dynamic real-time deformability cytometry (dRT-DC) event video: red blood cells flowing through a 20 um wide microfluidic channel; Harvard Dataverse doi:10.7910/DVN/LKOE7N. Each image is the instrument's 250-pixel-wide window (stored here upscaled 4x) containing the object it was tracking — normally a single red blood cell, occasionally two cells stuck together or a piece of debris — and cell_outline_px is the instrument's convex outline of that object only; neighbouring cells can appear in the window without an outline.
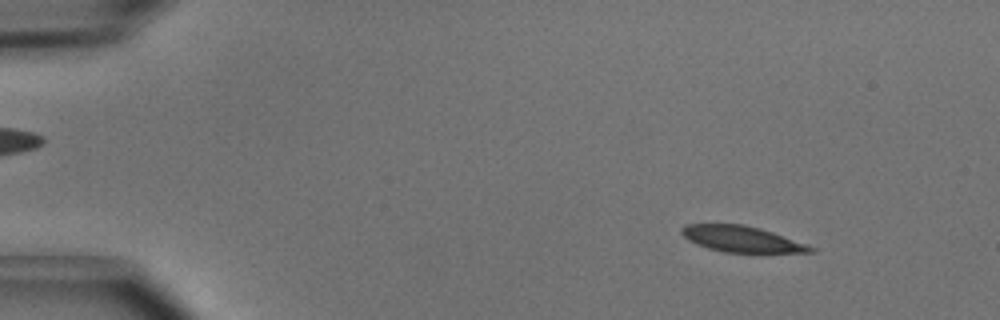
{"species": "common noctule bat (a hibernating species)", "species_latin": "Nyctalus noctula", "temperature_condition": "cold", "stored_images_in_passage": 5, "camera_frame_rate_fps": 3000, "um_per_image_px": 0.085, "animal": {"sex": "male", "body_mass_g": 15.6}, "frame": {"image": 1, "passage_image": 1, "time_ms": 0.0, "image_size_px": [1000, 320], "cell_outline_px": [[816, 252], [724, 252], [708, 248], [696, 244], [688, 240], [680, 232], [680, 228], [684, 224], [744, 224], [760, 228], [808, 244], [816, 248]], "centroid_in_image_um": [63.03, 20.31], "position_along_channel_um": 22.0, "area_um2": 19.54}}
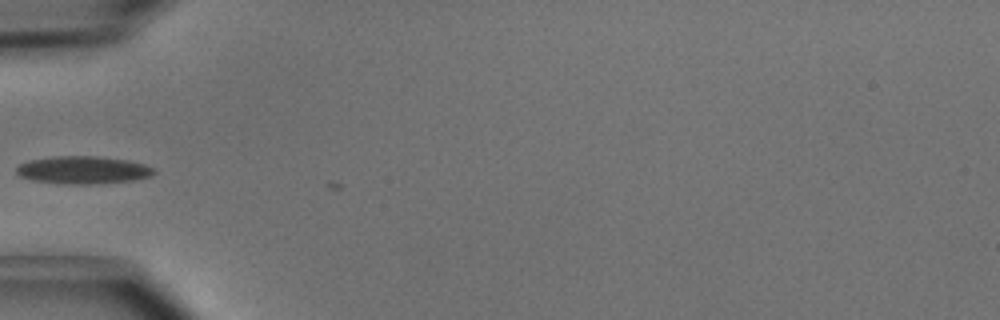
{"frame": {"image": 2, "passage_image": 4, "time_ms": 1.0, "image_size_px": [1000, 320], "cell_outline_px": [[156, 172], [152, 176], [132, 180], [96, 184], [56, 184], [32, 180], [20, 176], [16, 172], [16, 168], [20, 164], [28, 160], [56, 156], [100, 156], [128, 160], [144, 164], [156, 168]], "centroid_in_image_um": [7.07, 14.45], "position_along_channel_um": 77.9, "area_um2": 22.48}}